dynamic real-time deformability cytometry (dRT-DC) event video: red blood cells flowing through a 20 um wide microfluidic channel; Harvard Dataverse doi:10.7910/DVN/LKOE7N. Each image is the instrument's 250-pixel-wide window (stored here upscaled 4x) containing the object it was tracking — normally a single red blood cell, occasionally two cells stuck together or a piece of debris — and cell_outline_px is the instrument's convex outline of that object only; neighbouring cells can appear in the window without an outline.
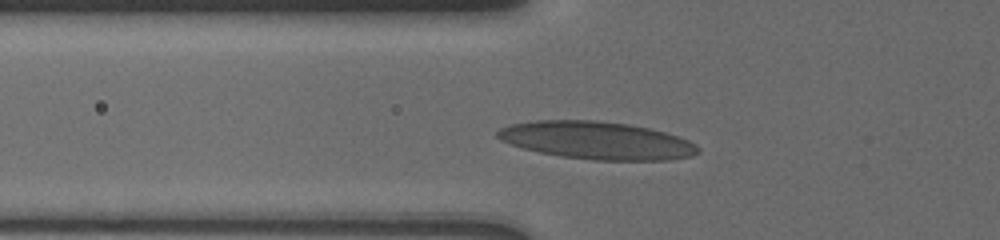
{"species": "human", "species_latin": "Homo sapiens", "temperature_condition": "cold", "stored_images_in_passage": 14, "camera_frame_rate_fps": 3000, "um_per_image_px": 0.085, "donor": {"sex": "male"}, "frame": {"image": 1, "passage_image": 3, "time_ms": 0.333, "image_size_px": [1000, 240], "cell_outline_px": [[700, 152], [692, 156], [668, 160], [592, 160], [560, 156], [540, 152], [524, 148], [500, 140], [496, 136], [496, 132], [500, 128], [512, 124], [536, 120], [596, 120], [628, 124], [648, 128], [664, 132], [688, 140], [696, 144], [700, 148]], "centroid_in_image_um": [50.74, 11.94], "position_along_channel_um": 75.1, "area_um2": 43.93}}
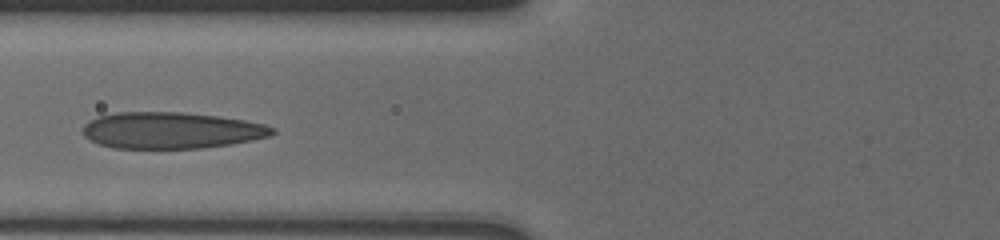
{"frame": {"image": 2, "passage_image": 9, "time_ms": 1.333, "image_size_px": [1000, 240], "cell_outline_px": [[276, 132], [272, 136], [232, 144], [204, 148], [112, 148], [100, 144], [84, 136], [80, 132], [84, 124], [88, 120], [100, 116], [116, 112], [180, 112], [216, 116], [244, 120], [264, 124], [276, 128]], "centroid_in_image_um": [14.56, 11.08], "position_along_channel_um": 111.2, "area_um2": 40.46}}